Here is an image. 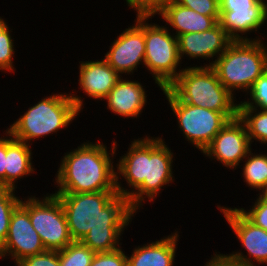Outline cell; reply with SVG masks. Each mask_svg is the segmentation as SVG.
Masks as SVG:
<instances>
[{"mask_svg":"<svg viewBox=\"0 0 267 266\" xmlns=\"http://www.w3.org/2000/svg\"><path fill=\"white\" fill-rule=\"evenodd\" d=\"M169 25L172 30H176L173 34L178 37L181 34L204 32L213 28L220 19V16H205L186 8L174 0L159 14Z\"/></svg>","mask_w":267,"mask_h":266,"instance_id":"19","label":"cell"},{"mask_svg":"<svg viewBox=\"0 0 267 266\" xmlns=\"http://www.w3.org/2000/svg\"><path fill=\"white\" fill-rule=\"evenodd\" d=\"M111 43L103 59L121 76L138 71L145 59V17H136Z\"/></svg>","mask_w":267,"mask_h":266,"instance_id":"12","label":"cell"},{"mask_svg":"<svg viewBox=\"0 0 267 266\" xmlns=\"http://www.w3.org/2000/svg\"><path fill=\"white\" fill-rule=\"evenodd\" d=\"M177 39L181 63H183L182 58H185V56L197 60H200V58L204 60L209 59V64L204 63V67H212L216 59L233 41L219 22L209 30L181 34Z\"/></svg>","mask_w":267,"mask_h":266,"instance_id":"15","label":"cell"},{"mask_svg":"<svg viewBox=\"0 0 267 266\" xmlns=\"http://www.w3.org/2000/svg\"><path fill=\"white\" fill-rule=\"evenodd\" d=\"M179 236L175 230L160 240L135 246L131 255H127V266H173Z\"/></svg>","mask_w":267,"mask_h":266,"instance_id":"18","label":"cell"},{"mask_svg":"<svg viewBox=\"0 0 267 266\" xmlns=\"http://www.w3.org/2000/svg\"><path fill=\"white\" fill-rule=\"evenodd\" d=\"M266 43L262 39L232 41L212 65L219 81L233 96L236 90L247 93L266 71Z\"/></svg>","mask_w":267,"mask_h":266,"instance_id":"6","label":"cell"},{"mask_svg":"<svg viewBox=\"0 0 267 266\" xmlns=\"http://www.w3.org/2000/svg\"><path fill=\"white\" fill-rule=\"evenodd\" d=\"M255 202L250 209L239 208V210L256 226L267 231V198L257 194Z\"/></svg>","mask_w":267,"mask_h":266,"instance_id":"28","label":"cell"},{"mask_svg":"<svg viewBox=\"0 0 267 266\" xmlns=\"http://www.w3.org/2000/svg\"><path fill=\"white\" fill-rule=\"evenodd\" d=\"M5 132V133H4ZM6 135V169L5 188L17 189V180L34 174L33 153L31 145L16 140L7 130Z\"/></svg>","mask_w":267,"mask_h":266,"instance_id":"20","label":"cell"},{"mask_svg":"<svg viewBox=\"0 0 267 266\" xmlns=\"http://www.w3.org/2000/svg\"><path fill=\"white\" fill-rule=\"evenodd\" d=\"M80 62L78 88L91 99L103 100L122 78L104 59Z\"/></svg>","mask_w":267,"mask_h":266,"instance_id":"17","label":"cell"},{"mask_svg":"<svg viewBox=\"0 0 267 266\" xmlns=\"http://www.w3.org/2000/svg\"><path fill=\"white\" fill-rule=\"evenodd\" d=\"M176 3L205 16H220L219 0H174Z\"/></svg>","mask_w":267,"mask_h":266,"instance_id":"29","label":"cell"},{"mask_svg":"<svg viewBox=\"0 0 267 266\" xmlns=\"http://www.w3.org/2000/svg\"><path fill=\"white\" fill-rule=\"evenodd\" d=\"M180 101L226 114L230 119L238 116V104L219 81L212 67L187 66L167 87Z\"/></svg>","mask_w":267,"mask_h":266,"instance_id":"5","label":"cell"},{"mask_svg":"<svg viewBox=\"0 0 267 266\" xmlns=\"http://www.w3.org/2000/svg\"><path fill=\"white\" fill-rule=\"evenodd\" d=\"M112 142L110 150L102 142L88 140L64 153L55 175V193L117 191L113 160L118 143Z\"/></svg>","mask_w":267,"mask_h":266,"instance_id":"3","label":"cell"},{"mask_svg":"<svg viewBox=\"0 0 267 266\" xmlns=\"http://www.w3.org/2000/svg\"><path fill=\"white\" fill-rule=\"evenodd\" d=\"M9 28L5 19L0 16V38H4V32Z\"/></svg>","mask_w":267,"mask_h":266,"instance_id":"34","label":"cell"},{"mask_svg":"<svg viewBox=\"0 0 267 266\" xmlns=\"http://www.w3.org/2000/svg\"><path fill=\"white\" fill-rule=\"evenodd\" d=\"M251 150L248 155L243 159L242 176L243 181L249 188L256 189L260 193L267 185V154L252 153Z\"/></svg>","mask_w":267,"mask_h":266,"instance_id":"21","label":"cell"},{"mask_svg":"<svg viewBox=\"0 0 267 266\" xmlns=\"http://www.w3.org/2000/svg\"><path fill=\"white\" fill-rule=\"evenodd\" d=\"M15 266H60L59 251L46 250L41 254L28 256Z\"/></svg>","mask_w":267,"mask_h":266,"instance_id":"31","label":"cell"},{"mask_svg":"<svg viewBox=\"0 0 267 266\" xmlns=\"http://www.w3.org/2000/svg\"><path fill=\"white\" fill-rule=\"evenodd\" d=\"M217 208L224 215L243 249L247 251V255L240 250L227 255L247 266L267 265V231L252 223L237 207L217 205Z\"/></svg>","mask_w":267,"mask_h":266,"instance_id":"11","label":"cell"},{"mask_svg":"<svg viewBox=\"0 0 267 266\" xmlns=\"http://www.w3.org/2000/svg\"><path fill=\"white\" fill-rule=\"evenodd\" d=\"M126 5L136 12V17L159 15L173 0H125Z\"/></svg>","mask_w":267,"mask_h":266,"instance_id":"26","label":"cell"},{"mask_svg":"<svg viewBox=\"0 0 267 266\" xmlns=\"http://www.w3.org/2000/svg\"><path fill=\"white\" fill-rule=\"evenodd\" d=\"M45 251L39 234L31 224L29 213L19 204L12 213L6 240L0 247V258H11L16 265L23 258Z\"/></svg>","mask_w":267,"mask_h":266,"instance_id":"14","label":"cell"},{"mask_svg":"<svg viewBox=\"0 0 267 266\" xmlns=\"http://www.w3.org/2000/svg\"><path fill=\"white\" fill-rule=\"evenodd\" d=\"M73 92L45 96L24 111L6 130L16 140L30 145L35 139L56 134L73 123L83 110L84 100Z\"/></svg>","mask_w":267,"mask_h":266,"instance_id":"4","label":"cell"},{"mask_svg":"<svg viewBox=\"0 0 267 266\" xmlns=\"http://www.w3.org/2000/svg\"><path fill=\"white\" fill-rule=\"evenodd\" d=\"M249 94V95H248ZM248 100L241 101L238 108H254L267 110V72L265 71L251 86L247 94Z\"/></svg>","mask_w":267,"mask_h":266,"instance_id":"25","label":"cell"},{"mask_svg":"<svg viewBox=\"0 0 267 266\" xmlns=\"http://www.w3.org/2000/svg\"><path fill=\"white\" fill-rule=\"evenodd\" d=\"M238 116L246 125L251 144L255 141L267 146V110L238 108Z\"/></svg>","mask_w":267,"mask_h":266,"instance_id":"22","label":"cell"},{"mask_svg":"<svg viewBox=\"0 0 267 266\" xmlns=\"http://www.w3.org/2000/svg\"><path fill=\"white\" fill-rule=\"evenodd\" d=\"M218 253H213L210 260L208 259L204 266H247L241 262L231 259L227 254Z\"/></svg>","mask_w":267,"mask_h":266,"instance_id":"32","label":"cell"},{"mask_svg":"<svg viewBox=\"0 0 267 266\" xmlns=\"http://www.w3.org/2000/svg\"><path fill=\"white\" fill-rule=\"evenodd\" d=\"M90 266H127V254L122 247L112 252L96 253Z\"/></svg>","mask_w":267,"mask_h":266,"instance_id":"30","label":"cell"},{"mask_svg":"<svg viewBox=\"0 0 267 266\" xmlns=\"http://www.w3.org/2000/svg\"><path fill=\"white\" fill-rule=\"evenodd\" d=\"M149 19L152 17H145L144 66L155 84L164 89L183 71L178 54V39L170 32L169 26L149 23Z\"/></svg>","mask_w":267,"mask_h":266,"instance_id":"7","label":"cell"},{"mask_svg":"<svg viewBox=\"0 0 267 266\" xmlns=\"http://www.w3.org/2000/svg\"><path fill=\"white\" fill-rule=\"evenodd\" d=\"M219 4V23L233 41L264 39L247 35L259 32L261 26L267 24L266 0H219Z\"/></svg>","mask_w":267,"mask_h":266,"instance_id":"10","label":"cell"},{"mask_svg":"<svg viewBox=\"0 0 267 266\" xmlns=\"http://www.w3.org/2000/svg\"><path fill=\"white\" fill-rule=\"evenodd\" d=\"M144 87L141 81H132L127 77L123 79L122 76L103 101H107V109L114 115L127 117L126 119L138 118L147 105V91Z\"/></svg>","mask_w":267,"mask_h":266,"instance_id":"16","label":"cell"},{"mask_svg":"<svg viewBox=\"0 0 267 266\" xmlns=\"http://www.w3.org/2000/svg\"><path fill=\"white\" fill-rule=\"evenodd\" d=\"M63 206L70 235L95 253L121 247L120 237L137 212L117 191L54 193Z\"/></svg>","mask_w":267,"mask_h":266,"instance_id":"1","label":"cell"},{"mask_svg":"<svg viewBox=\"0 0 267 266\" xmlns=\"http://www.w3.org/2000/svg\"><path fill=\"white\" fill-rule=\"evenodd\" d=\"M251 147L246 125L237 116L229 120L202 153L208 159H216L224 167L235 170L253 150Z\"/></svg>","mask_w":267,"mask_h":266,"instance_id":"13","label":"cell"},{"mask_svg":"<svg viewBox=\"0 0 267 266\" xmlns=\"http://www.w3.org/2000/svg\"><path fill=\"white\" fill-rule=\"evenodd\" d=\"M95 254L80 241H73L59 251L60 266H90Z\"/></svg>","mask_w":267,"mask_h":266,"instance_id":"23","label":"cell"},{"mask_svg":"<svg viewBox=\"0 0 267 266\" xmlns=\"http://www.w3.org/2000/svg\"><path fill=\"white\" fill-rule=\"evenodd\" d=\"M20 205L29 213L46 250L60 251L73 242L63 206L54 193L42 198L28 196L24 201L21 199Z\"/></svg>","mask_w":267,"mask_h":266,"instance_id":"8","label":"cell"},{"mask_svg":"<svg viewBox=\"0 0 267 266\" xmlns=\"http://www.w3.org/2000/svg\"><path fill=\"white\" fill-rule=\"evenodd\" d=\"M260 196L267 198V185L265 186V188L262 190L261 193H259Z\"/></svg>","mask_w":267,"mask_h":266,"instance_id":"35","label":"cell"},{"mask_svg":"<svg viewBox=\"0 0 267 266\" xmlns=\"http://www.w3.org/2000/svg\"><path fill=\"white\" fill-rule=\"evenodd\" d=\"M15 191L17 192L10 188H0V247L6 240L12 213L21 202Z\"/></svg>","mask_w":267,"mask_h":266,"instance_id":"24","label":"cell"},{"mask_svg":"<svg viewBox=\"0 0 267 266\" xmlns=\"http://www.w3.org/2000/svg\"><path fill=\"white\" fill-rule=\"evenodd\" d=\"M9 29L11 28L4 32V38H0V71L14 73L16 68L13 67V57L16 49L14 48L15 44L11 36L13 29Z\"/></svg>","mask_w":267,"mask_h":266,"instance_id":"27","label":"cell"},{"mask_svg":"<svg viewBox=\"0 0 267 266\" xmlns=\"http://www.w3.org/2000/svg\"><path fill=\"white\" fill-rule=\"evenodd\" d=\"M6 137L0 136V188H5Z\"/></svg>","mask_w":267,"mask_h":266,"instance_id":"33","label":"cell"},{"mask_svg":"<svg viewBox=\"0 0 267 266\" xmlns=\"http://www.w3.org/2000/svg\"><path fill=\"white\" fill-rule=\"evenodd\" d=\"M185 140L201 153L231 120L226 114L180 101L168 88L161 89Z\"/></svg>","mask_w":267,"mask_h":266,"instance_id":"9","label":"cell"},{"mask_svg":"<svg viewBox=\"0 0 267 266\" xmlns=\"http://www.w3.org/2000/svg\"><path fill=\"white\" fill-rule=\"evenodd\" d=\"M163 137L145 136L133 139L131 145L116 164V189L119 195L128 198L130 206L138 212L146 199L155 201L166 185L174 182L173 159L171 148ZM126 181L123 187L120 182ZM132 189V190H131Z\"/></svg>","mask_w":267,"mask_h":266,"instance_id":"2","label":"cell"}]
</instances>
